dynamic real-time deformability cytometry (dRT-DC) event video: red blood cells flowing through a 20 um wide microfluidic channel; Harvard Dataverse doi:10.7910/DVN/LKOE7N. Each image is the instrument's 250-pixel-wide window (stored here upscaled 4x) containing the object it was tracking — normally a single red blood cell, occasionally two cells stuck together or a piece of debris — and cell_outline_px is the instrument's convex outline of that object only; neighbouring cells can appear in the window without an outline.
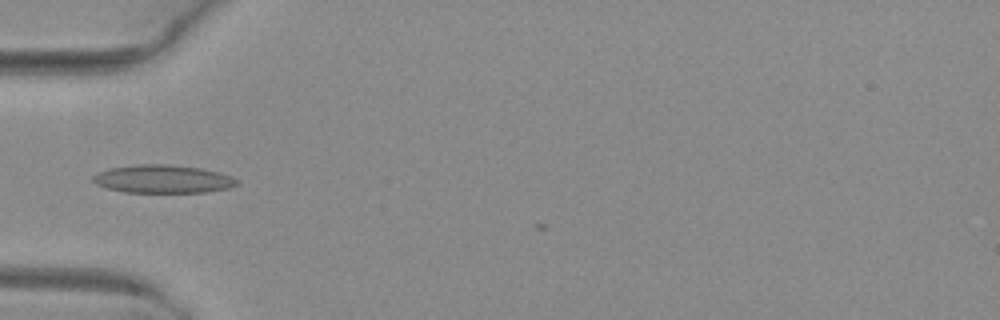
{"species": "common noctule bat (a hibernating species)", "species_latin": "Nyctalus noctula", "temperature_condition": "warm", "stored_images_in_passage": 2, "camera_frame_rate_fps": 3000, "um_per_image_px": 0.085, "animal": {"sex": "female", "body_mass_g": 29.2, "forearm_length_mm": 56.3}, "frame": {"image": 1, "passage_image": 1, "time_ms": 0.0, "image_size_px": [1000, 320], "cell_outline_px": [[240, 184], [228, 188], [204, 192], [124, 192], [108, 188], [96, 184], [92, 180], [92, 176], [96, 172], [108, 168], [140, 164], [164, 164], [200, 168], [232, 176], [240, 180]], "centroid_in_image_um": [13.83, 15.21], "position_along_channel_um": 71.2, "area_um2": 23.58}}